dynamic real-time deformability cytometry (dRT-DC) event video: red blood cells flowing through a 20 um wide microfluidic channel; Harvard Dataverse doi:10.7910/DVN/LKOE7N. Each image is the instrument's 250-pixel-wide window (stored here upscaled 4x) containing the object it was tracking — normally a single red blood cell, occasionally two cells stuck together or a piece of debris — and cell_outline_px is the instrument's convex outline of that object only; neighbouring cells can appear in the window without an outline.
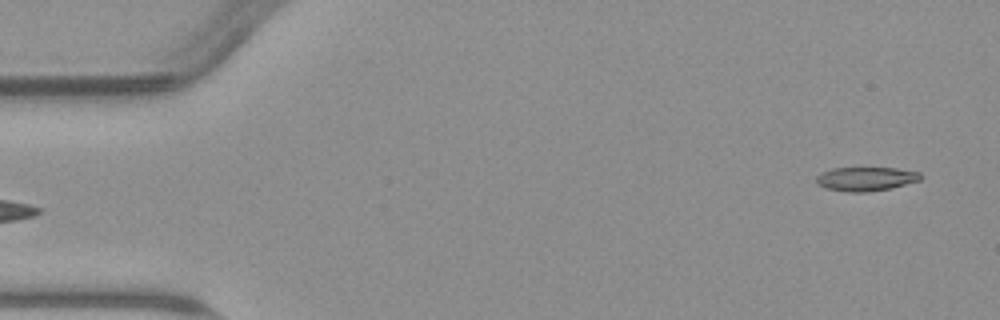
{"species": "common noctule bat (a hibernating species)", "species_latin": "Nyctalus noctula", "temperature_condition": "warm", "stored_images_in_passage": 4, "camera_frame_rate_fps": 3000, "um_per_image_px": 0.085, "animal": {"sex": "male", "body_mass_g": 23.1, "forearm_length_mm": 52.7}, "frame": {"image": 1, "passage_image": 4, "time_ms": 3.667, "image_size_px": [1000, 320], "cell_outline_px": [[924, 176], [920, 180], [892, 188], [868, 192], [848, 192], [828, 188], [816, 184], [816, 176], [820, 172], [832, 168], [896, 168], [920, 172]], "centroid_in_image_um": [73.61, 15.2], "position_along_channel_um": 11.4, "area_um2": 14.68}}